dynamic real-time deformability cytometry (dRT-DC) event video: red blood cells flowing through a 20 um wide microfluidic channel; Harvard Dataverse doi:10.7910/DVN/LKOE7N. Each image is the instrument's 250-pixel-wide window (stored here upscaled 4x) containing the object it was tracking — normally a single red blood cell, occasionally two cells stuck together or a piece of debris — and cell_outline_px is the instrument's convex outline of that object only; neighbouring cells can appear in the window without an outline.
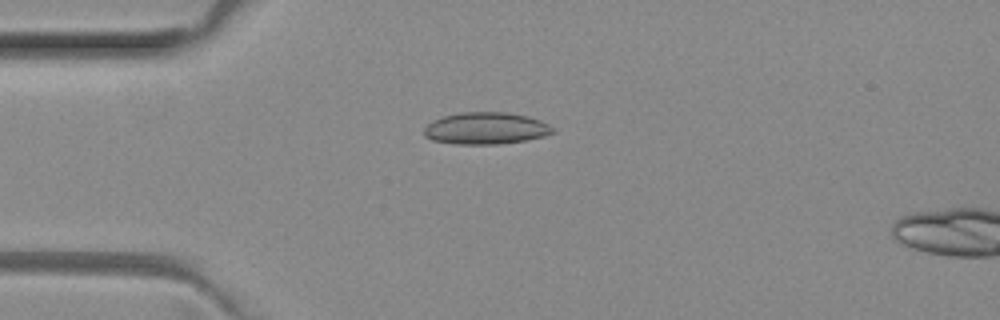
{"species": "common noctule bat (a hibernating species)", "species_latin": "Nyctalus noctula", "temperature_condition": "room temperature", "stored_images_in_passage": 4, "camera_frame_rate_fps": 3000, "um_per_image_px": 0.085, "animal": {"sex": "female", "body_mass_g": 29.2, "forearm_length_mm": 56.3}, "frame": {"image": 1, "passage_image": 3, "time_ms": 0.667, "image_size_px": [1000, 320], "cell_outline_px": [[556, 132], [544, 136], [524, 140], [500, 144], [452, 144], [432, 140], [424, 136], [424, 128], [432, 120], [444, 116], [460, 112], [508, 112], [528, 116], [540, 120], [556, 128]], "centroid_in_image_um": [41.31, 10.9], "position_along_channel_um": 43.7, "area_um2": 24.16}}